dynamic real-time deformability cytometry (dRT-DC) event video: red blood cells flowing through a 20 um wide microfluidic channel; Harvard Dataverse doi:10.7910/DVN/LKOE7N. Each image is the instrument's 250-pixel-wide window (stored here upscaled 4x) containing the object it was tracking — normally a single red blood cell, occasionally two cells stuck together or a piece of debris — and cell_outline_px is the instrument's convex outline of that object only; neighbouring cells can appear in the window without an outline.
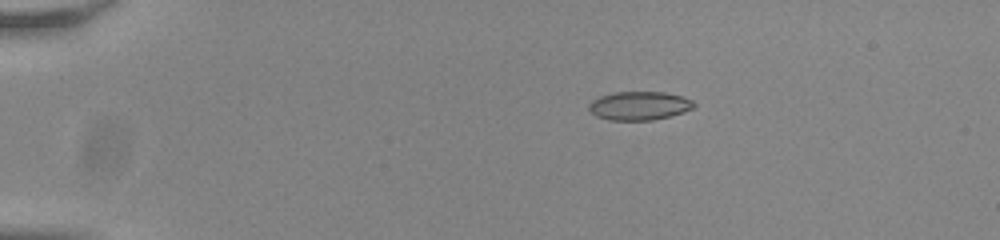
{"species": "common noctule bat (a hibernating species)", "species_latin": "Nyctalus noctula", "temperature_condition": "room temperature", "stored_images_in_passage": 49, "camera_frame_rate_fps": 3000, "um_per_image_px": 0.085, "animal": {"sex": "male", "body_mass_g": 20.0, "forearm_length_mm": 53.3}, "frame": {"image": 1, "passage_image": 5, "time_ms": 1.333, "image_size_px": [1000, 240], "cell_outline_px": [[696, 104], [692, 108], [684, 112], [652, 120], [608, 120], [596, 116], [588, 108], [588, 104], [592, 100], [600, 96], [616, 92], [664, 92], [684, 96], [692, 100]], "centroid_in_image_um": [54.34, 8.98], "position_along_channel_um": 30.7, "area_um2": 17.51}}
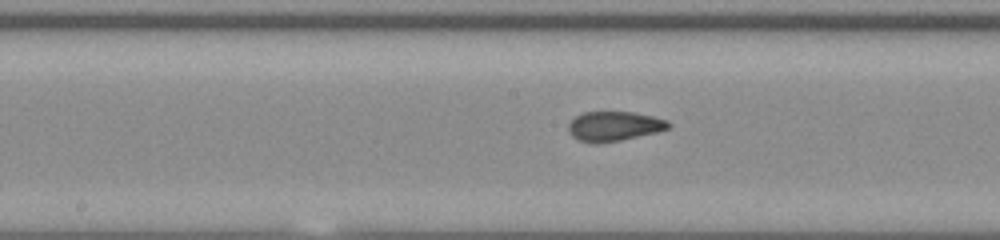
{"frame": {"image": 2, "passage_image": 24, "time_ms": 7.667, "image_size_px": [1000, 240], "cell_outline_px": [[672, 124], [668, 128], [656, 132], [620, 140], [596, 144], [592, 144], [580, 140], [572, 136], [568, 132], [568, 124], [576, 116], [584, 112], [632, 112], [652, 116], [668, 120]], "centroid_in_image_um": [52.18, 10.73], "position_along_channel_um": 196.0, "area_um2": 17.22}}
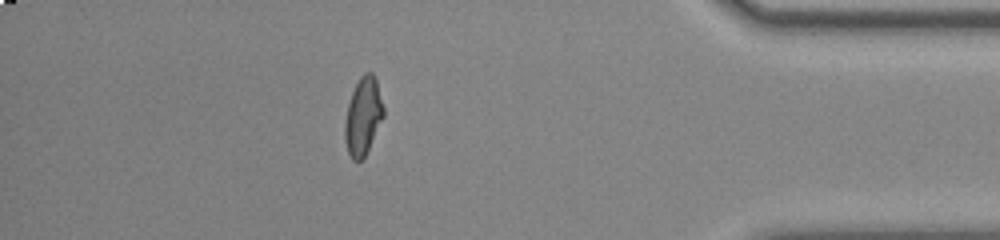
{"frame": {"image": 3, "passage_image": 43, "time_ms": 14.0, "image_size_px": [1000, 240], "cell_outline_px": [[384, 116], [364, 156], [360, 160], [352, 160], [348, 152], [344, 140], [344, 124], [348, 104], [352, 92], [360, 76], [364, 72], [372, 72], [376, 80], [384, 108]], "centroid_in_image_um": [30.85, 9.86], "position_along_channel_um": 404.4, "area_um2": 17.28}, "authors_computed_cell_mechanics": {"area_um2": 17.4556, "velocity_mm_per_s": 3.82, "shape_relaxation_time_tau1_ms": null, "shape_relaxation_time_tau2_ms": 0.8816, "deformation_change_tau1": null, "deformation_change_tau2": 0.0657}}